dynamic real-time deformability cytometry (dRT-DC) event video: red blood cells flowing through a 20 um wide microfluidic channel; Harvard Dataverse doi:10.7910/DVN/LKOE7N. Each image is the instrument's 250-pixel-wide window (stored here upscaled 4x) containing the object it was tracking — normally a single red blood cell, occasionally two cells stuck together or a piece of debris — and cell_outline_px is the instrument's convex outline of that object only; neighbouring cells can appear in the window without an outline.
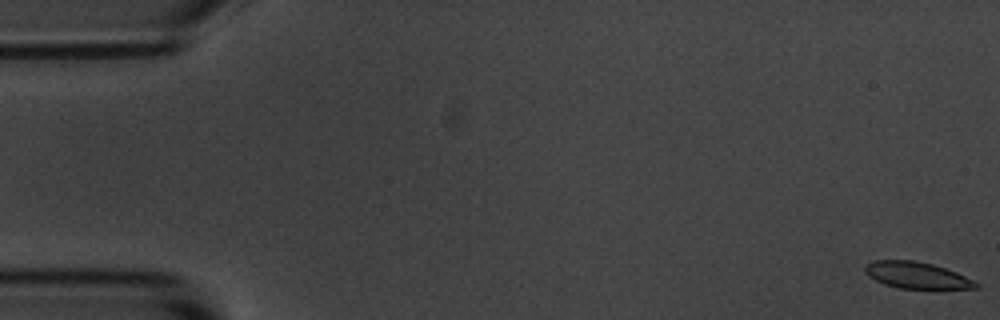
{"species": "common noctule bat (a hibernating species)", "species_latin": "Nyctalus noctula", "temperature_condition": "room temperature", "stored_images_in_passage": 56, "camera_frame_rate_fps": 3000, "um_per_image_px": 0.085, "animal": {"sex": "male", "body_mass_g": 20.1, "forearm_length_mm": 53.5}, "frame": {"image": 1, "passage_image": 1, "time_ms": 0.0, "image_size_px": [1000, 320], "cell_outline_px": [[980, 288], [900, 288], [884, 284], [868, 276], [864, 272], [864, 264], [872, 260], [916, 260], [932, 264], [956, 272], [980, 284]], "centroid_in_image_um": [77.86, 23.38], "position_along_channel_um": 7.1, "area_um2": 17.05}}
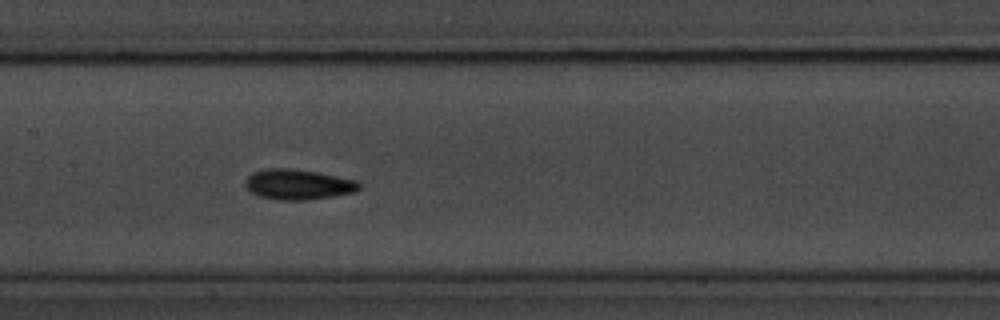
{"frame": {"image": 2, "passage_image": 27, "time_ms": 8.667, "image_size_px": [1000, 320], "cell_outline_px": [[360, 188], [356, 192], [308, 200], [276, 200], [260, 196], [252, 192], [244, 184], [244, 180], [252, 172], [264, 168], [288, 168], [316, 172], [356, 180], [360, 184]], "centroid_in_image_um": [25.31, 15.67], "position_along_channel_um": 182.1, "area_um2": 20.11}}
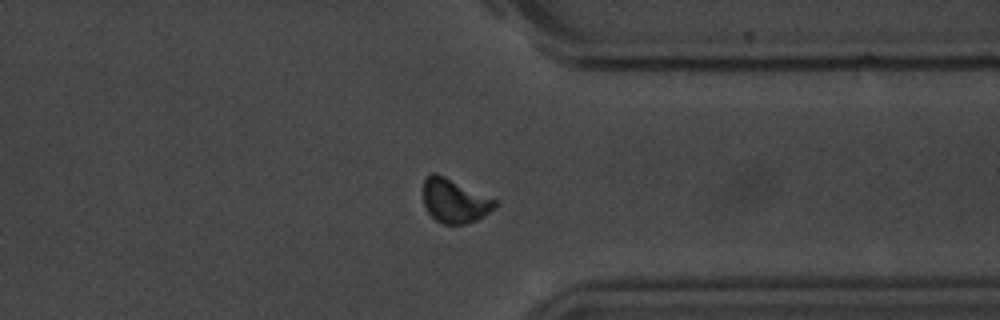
{"frame": {"image": 3, "passage_image": 43, "time_ms": 14.0, "image_size_px": [1000, 320], "cell_outline_px": [[496, 208], [484, 216], [476, 220], [464, 224], [444, 224], [436, 220], [424, 208], [424, 180], [432, 172], [436, 172], [496, 200]], "centroid_in_image_um": [38.63, 17.08], "position_along_channel_um": 372.8, "area_um2": 18.21}, "authors_computed_cell_mechanics": {"area_um2": 18.1781, "velocity_mm_per_s": 3.6369, "shape_relaxation_time_tau1_ms": 2.261, "shape_relaxation_time_tau2_ms": 3.0539, "deformation_change_tau1": 0.0975, "deformation_change_tau2": 0.0702}}